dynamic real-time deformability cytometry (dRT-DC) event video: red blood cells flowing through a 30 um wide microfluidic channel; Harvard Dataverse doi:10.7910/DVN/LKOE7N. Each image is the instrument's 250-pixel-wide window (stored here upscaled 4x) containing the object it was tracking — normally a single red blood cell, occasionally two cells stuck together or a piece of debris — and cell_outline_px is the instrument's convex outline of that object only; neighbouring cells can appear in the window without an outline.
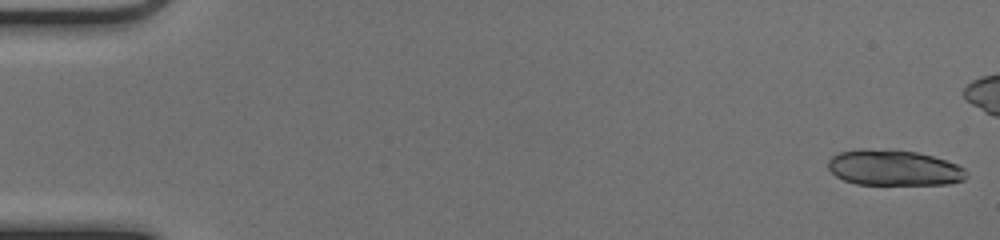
{"species": "common noctule bat (a hibernating species)", "species_latin": "Nyctalus noctula", "temperature_condition": "cold", "stored_images_in_passage": 43, "camera_frame_rate_fps": 3000, "um_per_image_px": 0.085, "animal": {"sex": "female", "body_mass_g": 17.0, "forearm_length_mm": 48.0}, "frame": {"image": 1, "passage_image": 1, "time_ms": 0.0, "image_size_px": [1000, 240], "cell_outline_px": [[968, 176], [964, 180], [948, 184], [856, 184], [844, 180], [836, 176], [828, 168], [828, 160], [832, 156], [840, 152], [860, 148], [892, 148], [916, 152], [932, 156], [956, 164], [964, 168]], "centroid_in_image_um": [75.96, 14.24], "position_along_channel_um": 9.0, "area_um2": 29.02}}